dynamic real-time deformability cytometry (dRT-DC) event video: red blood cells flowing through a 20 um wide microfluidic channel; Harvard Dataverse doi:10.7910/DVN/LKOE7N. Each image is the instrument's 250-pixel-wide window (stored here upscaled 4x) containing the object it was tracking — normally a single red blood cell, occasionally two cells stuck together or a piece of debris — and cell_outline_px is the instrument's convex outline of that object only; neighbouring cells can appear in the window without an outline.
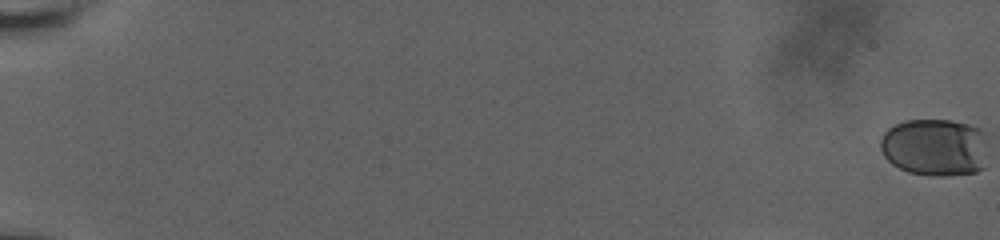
{"species": "human", "species_latin": "Homo sapiens", "temperature_condition": "room temperature", "stored_images_in_passage": 46, "camera_frame_rate_fps": 3000, "um_per_image_px": 0.085, "donor": {"sex": "male"}, "frame": {"image": 1, "passage_image": 1, "time_ms": 0.0, "image_size_px": [1000, 240], "cell_outline_px": [[980, 168], [976, 172], [912, 172], [900, 168], [892, 164], [884, 156], [880, 148], [880, 140], [884, 132], [888, 128], [896, 124], [908, 120], [948, 120], [964, 124], [976, 128]], "centroid_in_image_um": [79.2, 12.45], "position_along_channel_um": 5.8, "area_um2": 32.89}}
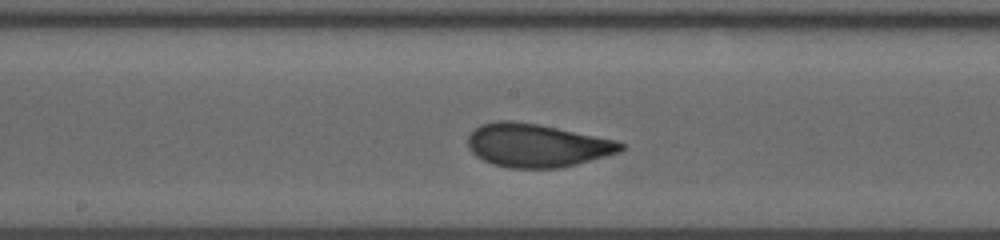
{"frame": {"image": 2, "passage_image": 29, "time_ms": 9.333, "image_size_px": [1000, 240], "cell_outline_px": [[624, 148], [616, 152], [560, 168], [512, 168], [496, 164], [484, 160], [476, 156], [472, 152], [468, 144], [468, 136], [476, 128], [484, 124], [500, 120], [508, 120], [536, 124], [556, 128], [612, 140], [624, 144]], "centroid_in_image_um": [45.56, 12.36], "position_along_channel_um": 202.6, "area_um2": 37.4}}
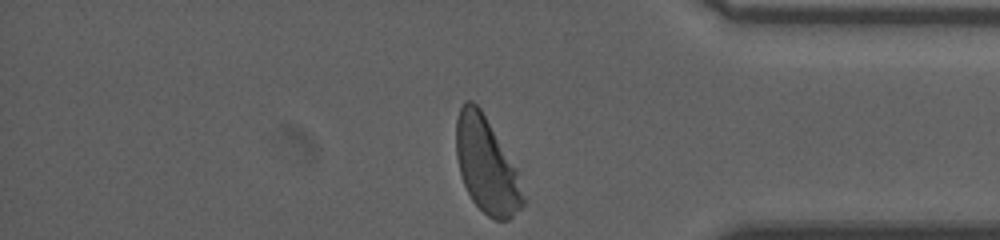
{"frame": {"image": 3, "passage_image": 46, "time_ms": 15.0, "image_size_px": [1000, 240], "cell_outline_px": [[524, 204], [508, 220], [496, 220], [488, 216], [472, 200], [464, 184], [460, 172], [456, 156], [456, 120], [460, 108], [468, 100], [472, 100], [480, 108], [516, 168], [524, 200]], "centroid_in_image_um": [41.33, 14.06], "position_along_channel_um": 393.9, "area_um2": 36.47}, "authors_computed_cell_mechanics": {"area_um2": 36.5874, "velocity_mm_per_s": 3.6253, "shape_relaxation_time_tau1_ms": 3.7956, "shape_relaxation_time_tau2_ms": 1.0153, "deformation_change_tau1": 0.1747, "deformation_change_tau2": 0.0529}}